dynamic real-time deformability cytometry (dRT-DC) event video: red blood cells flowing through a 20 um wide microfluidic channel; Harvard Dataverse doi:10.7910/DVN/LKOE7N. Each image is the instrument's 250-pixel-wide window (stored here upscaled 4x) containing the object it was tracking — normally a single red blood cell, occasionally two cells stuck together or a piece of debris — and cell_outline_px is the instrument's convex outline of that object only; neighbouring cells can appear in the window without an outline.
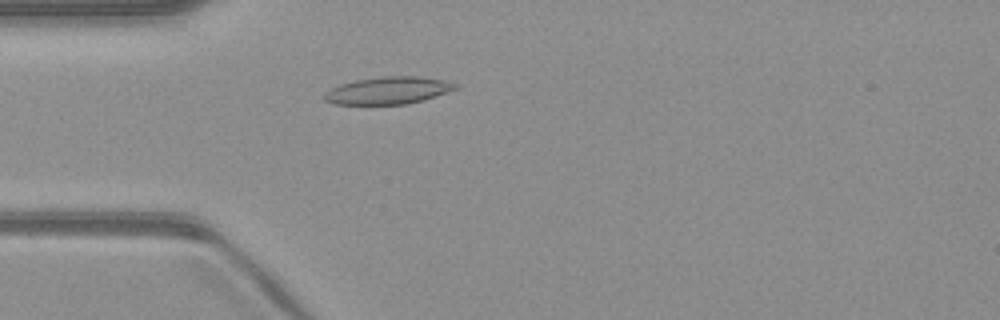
{"species": "common noctule bat (a hibernating species)", "species_latin": "Nyctalus noctula", "temperature_condition": "warm", "stored_images_in_passage": 50, "camera_frame_rate_fps": 3000, "um_per_image_px": 0.085, "animal": {"sex": "male", "body_mass_g": 23.1, "forearm_length_mm": 52.7}, "frame": {"image": 1, "passage_image": 14, "time_ms": 4.333, "image_size_px": [1000, 320], "cell_outline_px": [[460, 88], [424, 100], [408, 104], [332, 104], [324, 100], [324, 92], [340, 84], [356, 80], [380, 76], [416, 76], [444, 80], [460, 84]], "centroid_in_image_um": [33.03, 7.69], "position_along_channel_um": 52.0, "area_um2": 21.04}}
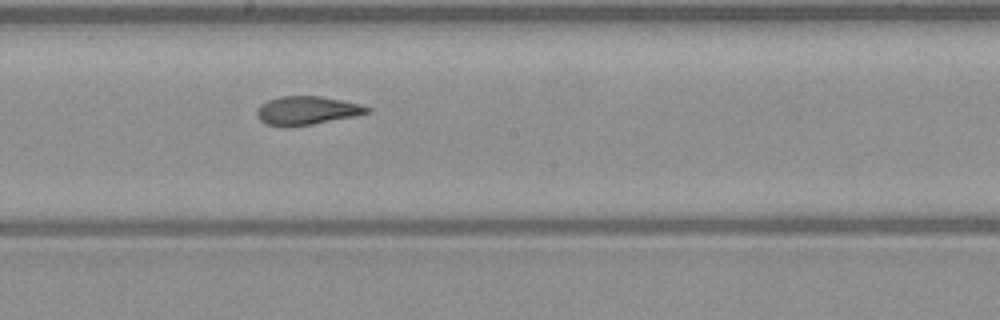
{"frame": {"image": 2, "passage_image": 27, "time_ms": 8.667, "image_size_px": [1000, 320], "cell_outline_px": [[372, 112], [356, 116], [312, 124], [288, 128], [284, 128], [264, 124], [260, 120], [256, 112], [260, 104], [268, 100], [280, 96], [320, 96], [360, 104], [372, 108]], "centroid_in_image_um": [26.07, 9.41], "position_along_channel_um": 222.1, "area_um2": 18.61}}
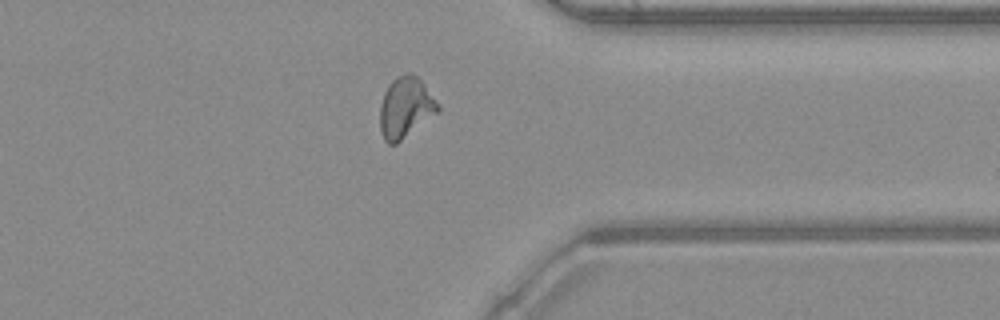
{"frame": {"image": 3, "passage_image": 39, "time_ms": 12.667, "image_size_px": [1000, 320], "cell_outline_px": [[440, 108], [436, 112], [396, 144], [388, 144], [384, 140], [380, 128], [380, 108], [384, 92], [388, 84], [396, 76], [408, 72], [412, 72], [424, 84], [440, 104]], "centroid_in_image_um": [34.45, 9.11], "position_along_channel_um": 377.0, "area_um2": 20.29}, "authors_computed_cell_mechanics": {"area_um2": 19.4497, "velocity_mm_per_s": 4.0674, "shape_relaxation_time_tau1_ms": null, "shape_relaxation_time_tau2_ms": 1.8162, "deformation_change_tau1": null, "deformation_change_tau2": 0.0874}}